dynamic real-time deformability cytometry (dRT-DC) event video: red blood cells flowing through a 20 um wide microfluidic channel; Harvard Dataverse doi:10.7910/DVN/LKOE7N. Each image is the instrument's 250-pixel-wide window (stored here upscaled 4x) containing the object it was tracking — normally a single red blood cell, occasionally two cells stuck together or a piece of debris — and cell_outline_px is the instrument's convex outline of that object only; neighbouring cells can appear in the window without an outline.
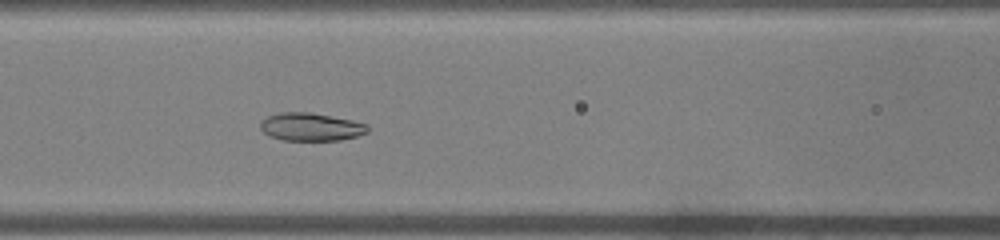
{"species": "common noctule bat (a hibernating species)", "species_latin": "Nyctalus noctula", "temperature_condition": "warm", "stored_images_in_passage": 41, "camera_frame_rate_fps": 3000, "um_per_image_px": 0.085, "animal": {"sex": "male", "body_mass_g": 19.0, "forearm_length_mm": 50.8}, "frame": {"image": 1, "passage_image": 12, "time_ms": 3.667, "image_size_px": [1000, 240], "cell_outline_px": [[368, 132], [356, 136], [340, 140], [284, 140], [268, 136], [260, 128], [260, 120], [268, 116], [280, 112], [312, 112], [352, 120], [368, 124]], "centroid_in_image_um": [26.41, 10.77], "position_along_channel_um": 140.2, "area_um2": 17.57}}
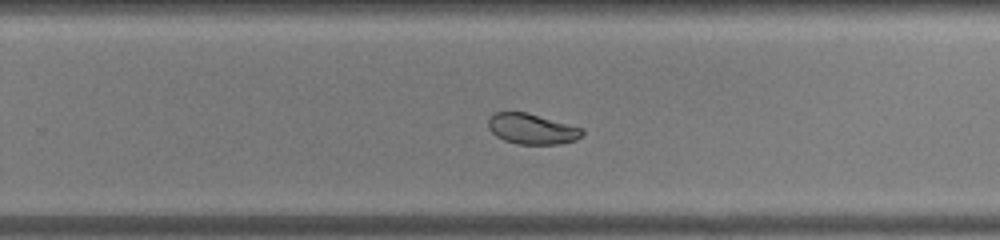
{"frame": {"image": 2, "passage_image": 23, "time_ms": 7.333, "image_size_px": [1000, 240], "cell_outline_px": [[584, 132], [576, 140], [560, 144], [516, 144], [504, 140], [496, 136], [488, 128], [488, 120], [496, 112], [524, 112], [584, 128]], "centroid_in_image_um": [45.22, 10.97], "position_along_channel_um": 284.6, "area_um2": 16.59}}
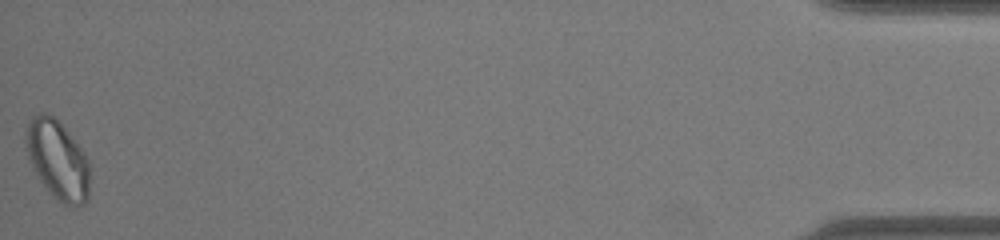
{"frame": {"image": 3, "passage_image": 41, "time_ms": 13.333, "image_size_px": [1000, 240], "cell_outline_px": [[88, 200], [84, 204], [64, 204], [40, 180], [28, 160], [24, 140], [24, 136], [28, 120], [32, 116], [40, 112], [44, 112], [52, 116], [64, 128], [84, 152], [88, 164]], "centroid_in_image_um": [4.85, 13.52], "position_along_channel_um": 430.4, "area_um2": 28.78}, "authors_computed_cell_mechanics": {"area_um2": 19.1896, "velocity_mm_per_s": 3.9525, "shape_relaxation_time_tau1_ms": 8.8341, "shape_relaxation_time_tau2_ms": null, "deformation_change_tau1": 0.161, "deformation_change_tau2": null}}